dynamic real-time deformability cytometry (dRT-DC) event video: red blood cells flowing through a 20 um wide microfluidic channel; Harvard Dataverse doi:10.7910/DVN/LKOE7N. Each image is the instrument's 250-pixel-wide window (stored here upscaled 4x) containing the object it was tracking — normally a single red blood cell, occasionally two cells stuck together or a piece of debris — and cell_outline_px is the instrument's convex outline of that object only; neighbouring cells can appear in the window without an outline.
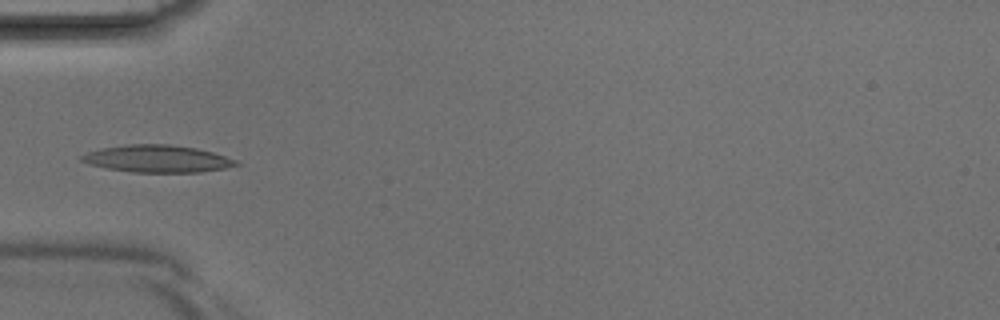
{"species": "Egyptian fruit bat (a non-hibernating species)", "species_latin": "Rousettus aegyptiacus", "temperature_condition": "room temperature", "stored_images_in_passage": 33, "camera_frame_rate_fps": 3000, "um_per_image_px": 0.085, "animal": {"sex": "male"}, "frame": {"image": 1, "passage_image": 5, "time_ms": 1.333, "image_size_px": [1000, 320], "cell_outline_px": [[240, 164], [224, 168], [200, 172], [132, 172], [108, 168], [88, 164], [80, 160], [80, 156], [88, 152], [104, 148], [124, 144], [168, 144], [196, 148], [212, 152], [236, 160]], "centroid_in_image_um": [13.35, 13.49], "position_along_channel_um": 71.6, "area_um2": 24.28}}
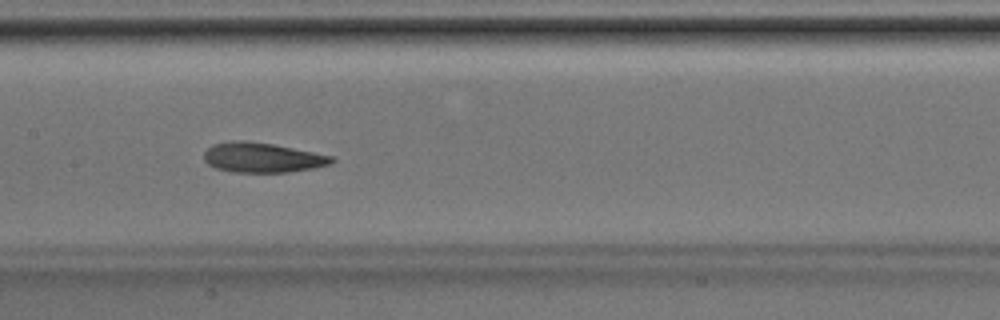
{"frame": {"image": 2, "passage_image": 12, "time_ms": 3.667, "image_size_px": [1000, 320], "cell_outline_px": [[336, 160], [332, 164], [312, 168], [288, 172], [232, 172], [216, 168], [208, 164], [204, 160], [204, 152], [212, 144], [232, 140], [244, 140], [272, 144], [332, 156]], "centroid_in_image_um": [22.27, 13.39], "position_along_channel_um": 185.1, "area_um2": 22.14}}
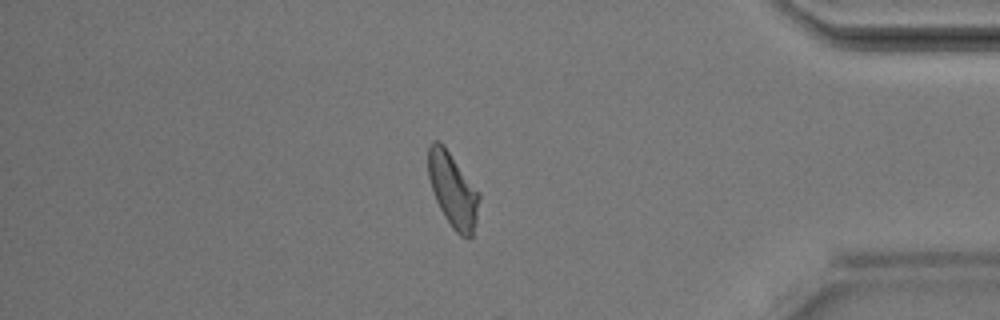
{"frame": {"image": 3, "passage_image": 27, "time_ms": 8.667, "image_size_px": [1000, 320], "cell_outline_px": [[480, 196], [476, 220], [472, 236], [460, 236], [452, 228], [444, 216], [436, 200], [428, 176], [428, 148], [432, 140], [436, 140], [444, 144], [480, 192]], "centroid_in_image_um": [38.49, 16.11], "position_along_channel_um": 396.7, "area_um2": 22.08}}